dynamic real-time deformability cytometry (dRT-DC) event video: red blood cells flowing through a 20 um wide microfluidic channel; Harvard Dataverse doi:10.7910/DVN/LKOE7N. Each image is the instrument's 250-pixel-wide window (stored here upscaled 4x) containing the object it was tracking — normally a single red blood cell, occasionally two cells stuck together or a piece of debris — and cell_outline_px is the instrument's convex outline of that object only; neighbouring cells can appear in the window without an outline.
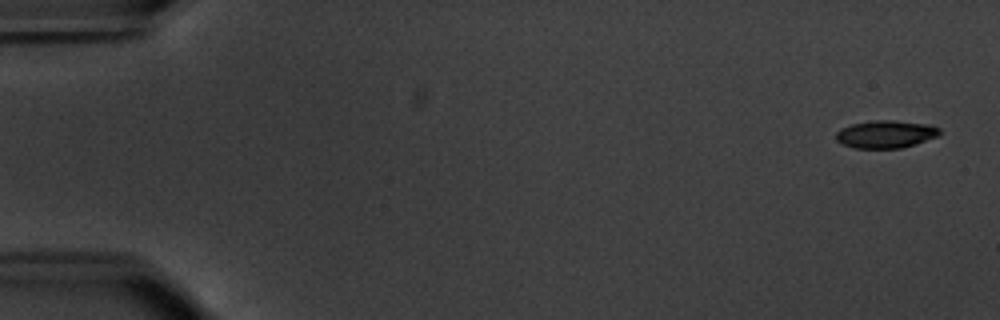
{"species": "common noctule bat (a hibernating species)", "species_latin": "Nyctalus noctula", "temperature_condition": "warm", "stored_images_in_passage": 10, "camera_frame_rate_fps": 3000, "um_per_image_px": 0.085, "animal": {"sex": "male", "body_mass_g": 20.1, "forearm_length_mm": 53.5}, "frame": {"image": 1, "passage_image": 1, "time_ms": 0.0, "image_size_px": [1000, 320], "cell_outline_px": [[940, 136], [916, 144], [900, 148], [856, 148], [844, 144], [836, 140], [836, 132], [840, 128], [852, 124], [872, 120], [892, 120], [932, 124], [940, 128]], "centroid_in_image_um": [75.33, 11.39], "position_along_channel_um": 9.7, "area_um2": 16.88}}